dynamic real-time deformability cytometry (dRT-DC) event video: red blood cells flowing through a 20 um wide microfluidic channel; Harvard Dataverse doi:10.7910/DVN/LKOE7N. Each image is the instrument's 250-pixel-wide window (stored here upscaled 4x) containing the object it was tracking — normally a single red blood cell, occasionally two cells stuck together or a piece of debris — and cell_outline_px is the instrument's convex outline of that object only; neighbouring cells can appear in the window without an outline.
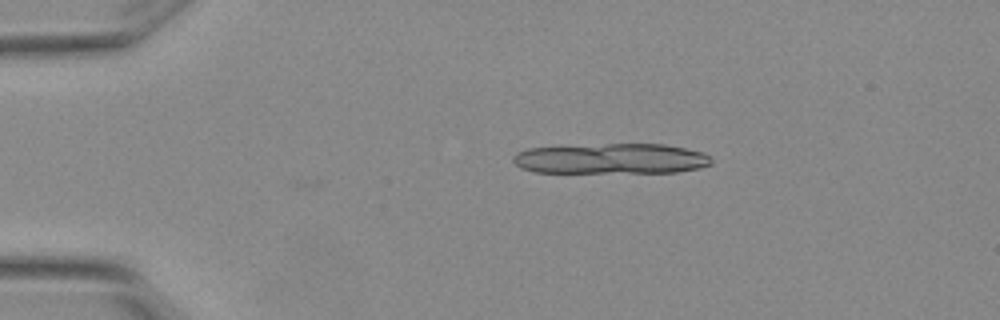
{"species": "Egyptian fruit bat (a non-hibernating species)", "species_latin": "Rousettus aegyptiacus", "temperature_condition": "warm", "stored_images_in_passage": 4, "camera_frame_rate_fps": 3000, "um_per_image_px": 0.085, "animal": {"sex": "female"}, "frame": {"image": 1, "passage_image": 1, "time_ms": 0.0, "image_size_px": [1000, 320], "cell_outline_px": [[712, 164], [700, 168], [676, 172], [532, 172], [520, 168], [512, 160], [512, 156], [516, 152], [528, 148], [608, 144], [664, 144], [704, 152], [712, 160]], "centroid_in_image_um": [51.94, 13.49], "position_along_channel_um": 33.1, "area_um2": 35.14}}
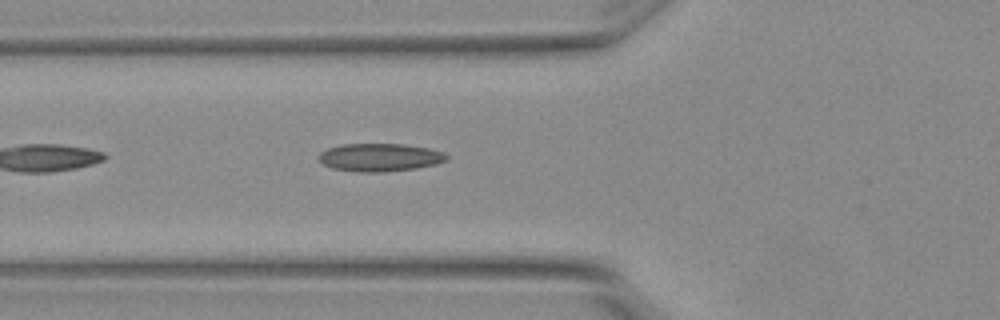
{"frame": {"image": 2, "passage_image": 4, "time_ms": 1.0, "image_size_px": [1000, 320], "cell_outline_px": [[448, 160], [436, 164], [416, 168], [384, 172], [360, 172], [332, 168], [324, 164], [320, 160], [320, 152], [328, 148], [340, 144], [404, 144], [428, 148], [444, 152], [448, 156]], "centroid_in_image_um": [32.31, 13.37], "position_along_channel_um": 93.5, "area_um2": 20.81}}